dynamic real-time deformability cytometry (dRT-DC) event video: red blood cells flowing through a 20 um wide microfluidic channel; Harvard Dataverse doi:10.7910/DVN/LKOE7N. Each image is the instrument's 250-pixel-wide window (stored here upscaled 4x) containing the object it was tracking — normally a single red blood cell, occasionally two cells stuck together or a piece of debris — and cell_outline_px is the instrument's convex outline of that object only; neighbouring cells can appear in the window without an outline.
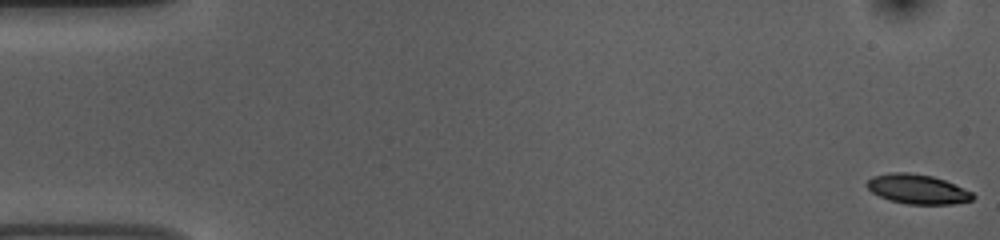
{"species": "common noctule bat (a hibernating species)", "species_latin": "Nyctalus noctula", "temperature_condition": "room temperature", "stored_images_in_passage": 54, "camera_frame_rate_fps": 3000, "um_per_image_px": 0.085, "animal": {"sex": "female", "body_mass_g": 10.0, "forearm_length_mm": 53.1}, "frame": {"image": 1, "passage_image": 1, "time_ms": 0.0, "image_size_px": [1000, 240], "cell_outline_px": [[976, 196], [972, 200], [952, 204], [908, 204], [888, 200], [872, 192], [864, 184], [872, 176], [892, 172], [908, 172], [932, 176], [944, 180], [972, 192]], "centroid_in_image_um": [77.96, 16.07], "position_along_channel_um": 7.0, "area_um2": 18.21}}
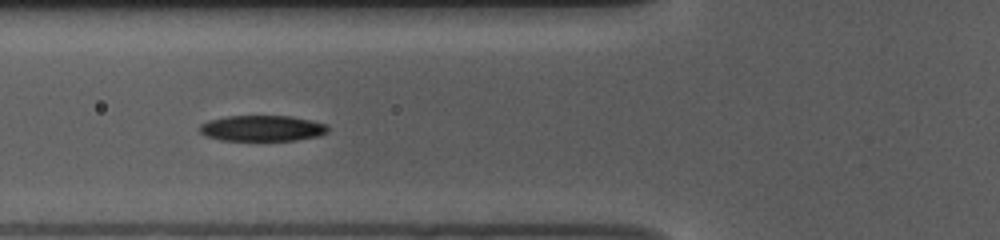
{"frame": {"image": 2, "passage_image": 20, "time_ms": 6.333, "image_size_px": [1000, 240], "cell_outline_px": [[328, 132], [320, 136], [296, 140], [220, 140], [208, 136], [200, 132], [200, 124], [208, 120], [228, 116], [292, 116], [312, 120], [328, 124]], "centroid_in_image_um": [22.34, 10.9], "position_along_channel_um": 103.5, "area_um2": 19.36}}
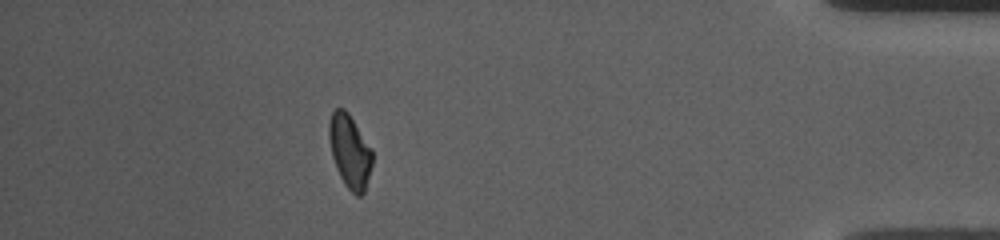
{"frame": {"image": 3, "passage_image": 48, "time_ms": 15.667, "image_size_px": [1000, 240], "cell_outline_px": [[372, 164], [364, 192], [360, 196], [356, 196], [344, 184], [336, 168], [332, 156], [328, 136], [328, 124], [332, 112], [336, 108], [344, 108], [348, 112], [372, 148]], "centroid_in_image_um": [29.72, 12.84], "position_along_channel_um": 405.5, "area_um2": 18.55}, "authors_computed_cell_mechanics": {"area_um2": 19.1607, "velocity_mm_per_s": 3.7478, "shape_relaxation_time_tau1_ms": 3.1129, "shape_relaxation_time_tau2_ms": 8.744, "deformation_change_tau1": 0.135, "deformation_change_tau2": 0.1435}}